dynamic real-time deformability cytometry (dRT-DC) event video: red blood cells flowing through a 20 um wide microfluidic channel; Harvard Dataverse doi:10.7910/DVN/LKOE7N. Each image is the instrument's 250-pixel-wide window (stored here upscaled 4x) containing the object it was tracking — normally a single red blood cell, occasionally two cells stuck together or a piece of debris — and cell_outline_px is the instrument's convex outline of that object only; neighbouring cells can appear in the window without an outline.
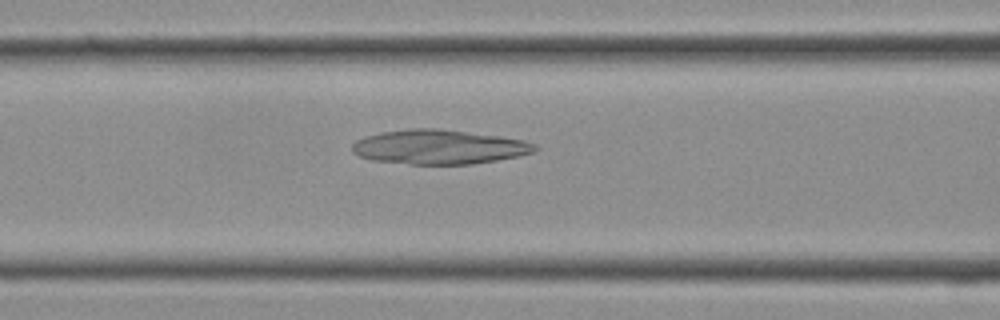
{"species": "Egyptian fruit bat (a non-hibernating species)", "species_latin": "Rousettus aegyptiacus", "temperature_condition": "cold", "stored_images_in_passage": 8, "camera_frame_rate_fps": 3000, "um_per_image_px": 0.085, "frame": {"image": 1, "passage_image": 4, "time_ms": 1.0, "image_size_px": [1000, 320], "cell_outline_px": [[540, 148], [536, 152], [520, 156], [472, 164], [412, 164], [372, 160], [360, 156], [352, 152], [352, 144], [356, 140], [364, 136], [380, 132], [408, 128], [436, 128], [500, 136], [524, 140], [536, 144]], "centroid_in_image_um": [37.34, 12.48], "position_along_channel_um": 129.3, "area_um2": 36.88}}
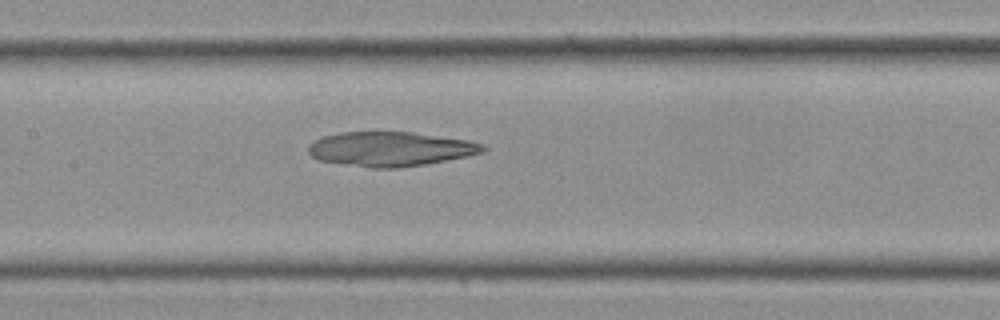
{"frame": {"image": 2, "passage_image": 6, "time_ms": 1.667, "image_size_px": [1000, 320], "cell_outline_px": [[488, 148], [484, 152], [424, 164], [400, 168], [372, 168], [320, 160], [312, 156], [308, 152], [308, 144], [312, 140], [324, 136], [340, 132], [412, 132], [468, 140], [484, 144]], "centroid_in_image_um": [33.17, 12.65], "position_along_channel_um": 174.2, "area_um2": 34.91}}
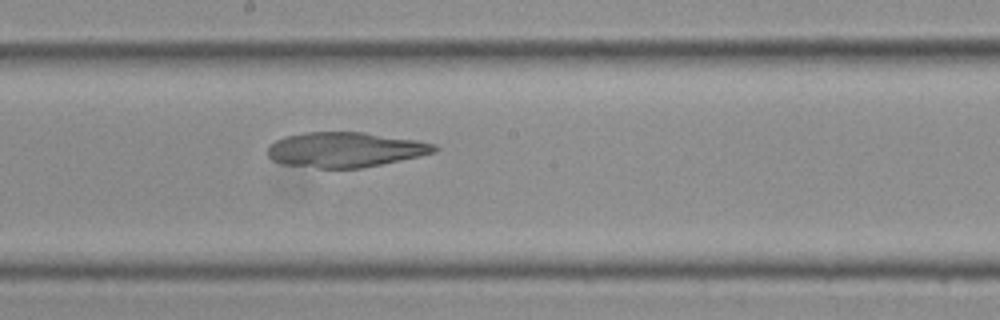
{"frame": {"image": 3, "passage_image": 8, "time_ms": 2.333, "image_size_px": [1000, 320], "cell_outline_px": [[440, 148], [436, 152], [420, 156], [360, 168], [320, 168], [284, 164], [272, 160], [268, 156], [268, 144], [284, 136], [304, 132], [364, 132], [416, 140], [436, 144]], "centroid_in_image_um": [29.33, 12.71], "position_along_channel_um": 218.9, "area_um2": 34.1}}